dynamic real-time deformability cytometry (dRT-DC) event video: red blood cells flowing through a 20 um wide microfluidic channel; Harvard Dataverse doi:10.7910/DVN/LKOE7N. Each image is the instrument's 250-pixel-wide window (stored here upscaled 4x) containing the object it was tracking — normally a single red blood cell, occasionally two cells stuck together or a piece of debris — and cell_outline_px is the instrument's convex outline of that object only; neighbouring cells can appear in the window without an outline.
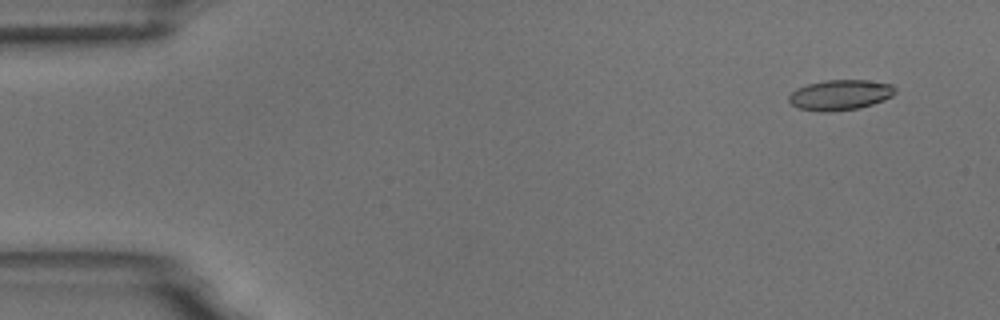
{"species": "common noctule bat (a hibernating species)", "species_latin": "Nyctalus noctula", "temperature_condition": "room temperature", "stored_images_in_passage": 5, "camera_frame_rate_fps": 3000, "um_per_image_px": 0.085, "animal": {"sex": "male", "body_mass_g": 18.8}, "frame": {"image": 1, "passage_image": 1, "time_ms": 0.0, "image_size_px": [1000, 320], "cell_outline_px": [[896, 92], [892, 96], [884, 100], [860, 108], [828, 112], [820, 112], [800, 108], [792, 104], [788, 100], [788, 96], [796, 88], [808, 84], [824, 80], [868, 80], [892, 84], [896, 88]], "centroid_in_image_um": [71.43, 8.06], "position_along_channel_um": 13.6, "area_um2": 18.9}}
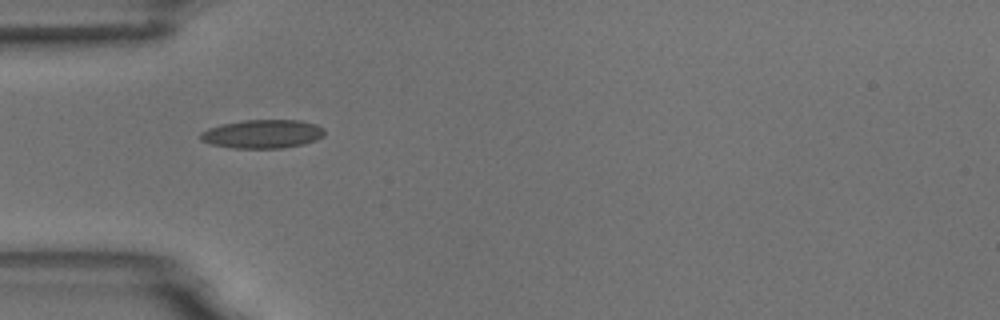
{"frame": {"image": 2, "passage_image": 4, "time_ms": 4.333, "image_size_px": [1000, 320], "cell_outline_px": [[324, 136], [316, 140], [304, 144], [284, 148], [236, 148], [212, 144], [200, 140], [200, 132], [208, 128], [220, 124], [244, 120], [300, 120], [316, 124], [324, 128]], "centroid_in_image_um": [22.33, 11.38], "position_along_channel_um": 62.7, "area_um2": 20.81}}